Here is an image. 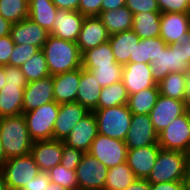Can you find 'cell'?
Instances as JSON below:
<instances>
[{"mask_svg":"<svg viewBox=\"0 0 190 190\" xmlns=\"http://www.w3.org/2000/svg\"><path fill=\"white\" fill-rule=\"evenodd\" d=\"M124 190H151V183L146 179H136Z\"/></svg>","mask_w":190,"mask_h":190,"instance_id":"cell-52","label":"cell"},{"mask_svg":"<svg viewBox=\"0 0 190 190\" xmlns=\"http://www.w3.org/2000/svg\"><path fill=\"white\" fill-rule=\"evenodd\" d=\"M10 35L14 44L35 45L39 49H42L50 33L31 19L26 18L12 24Z\"/></svg>","mask_w":190,"mask_h":190,"instance_id":"cell-21","label":"cell"},{"mask_svg":"<svg viewBox=\"0 0 190 190\" xmlns=\"http://www.w3.org/2000/svg\"><path fill=\"white\" fill-rule=\"evenodd\" d=\"M12 23L0 15V37L10 35Z\"/></svg>","mask_w":190,"mask_h":190,"instance_id":"cell-54","label":"cell"},{"mask_svg":"<svg viewBox=\"0 0 190 190\" xmlns=\"http://www.w3.org/2000/svg\"><path fill=\"white\" fill-rule=\"evenodd\" d=\"M47 173L52 183H57L67 190H78L75 170L67 169L60 163Z\"/></svg>","mask_w":190,"mask_h":190,"instance_id":"cell-38","label":"cell"},{"mask_svg":"<svg viewBox=\"0 0 190 190\" xmlns=\"http://www.w3.org/2000/svg\"><path fill=\"white\" fill-rule=\"evenodd\" d=\"M186 87V74L181 72L169 73L159 84L162 96L183 101Z\"/></svg>","mask_w":190,"mask_h":190,"instance_id":"cell-34","label":"cell"},{"mask_svg":"<svg viewBox=\"0 0 190 190\" xmlns=\"http://www.w3.org/2000/svg\"><path fill=\"white\" fill-rule=\"evenodd\" d=\"M4 73L6 76V83L18 84L23 89L27 86L28 82L20 67L5 65Z\"/></svg>","mask_w":190,"mask_h":190,"instance_id":"cell-44","label":"cell"},{"mask_svg":"<svg viewBox=\"0 0 190 190\" xmlns=\"http://www.w3.org/2000/svg\"><path fill=\"white\" fill-rule=\"evenodd\" d=\"M150 66L156 84H159L169 73H186L190 65L186 62L183 42L169 44L160 52L156 60L151 62Z\"/></svg>","mask_w":190,"mask_h":190,"instance_id":"cell-7","label":"cell"},{"mask_svg":"<svg viewBox=\"0 0 190 190\" xmlns=\"http://www.w3.org/2000/svg\"><path fill=\"white\" fill-rule=\"evenodd\" d=\"M85 16L79 11L57 10L50 35L76 43Z\"/></svg>","mask_w":190,"mask_h":190,"instance_id":"cell-18","label":"cell"},{"mask_svg":"<svg viewBox=\"0 0 190 190\" xmlns=\"http://www.w3.org/2000/svg\"><path fill=\"white\" fill-rule=\"evenodd\" d=\"M161 147L148 145L137 149H128L127 164L133 170L137 179H147L154 167Z\"/></svg>","mask_w":190,"mask_h":190,"instance_id":"cell-22","label":"cell"},{"mask_svg":"<svg viewBox=\"0 0 190 190\" xmlns=\"http://www.w3.org/2000/svg\"><path fill=\"white\" fill-rule=\"evenodd\" d=\"M57 7L52 0H29L28 18L50 32L57 13Z\"/></svg>","mask_w":190,"mask_h":190,"instance_id":"cell-27","label":"cell"},{"mask_svg":"<svg viewBox=\"0 0 190 190\" xmlns=\"http://www.w3.org/2000/svg\"><path fill=\"white\" fill-rule=\"evenodd\" d=\"M126 6V0H103L101 3V12L119 9Z\"/></svg>","mask_w":190,"mask_h":190,"instance_id":"cell-51","label":"cell"},{"mask_svg":"<svg viewBox=\"0 0 190 190\" xmlns=\"http://www.w3.org/2000/svg\"><path fill=\"white\" fill-rule=\"evenodd\" d=\"M143 43H146L148 64H151L152 61L156 60L160 52L168 46V44L161 37L146 38L143 39Z\"/></svg>","mask_w":190,"mask_h":190,"instance_id":"cell-43","label":"cell"},{"mask_svg":"<svg viewBox=\"0 0 190 190\" xmlns=\"http://www.w3.org/2000/svg\"><path fill=\"white\" fill-rule=\"evenodd\" d=\"M137 177L127 162L109 168L104 190H124L131 185Z\"/></svg>","mask_w":190,"mask_h":190,"instance_id":"cell-32","label":"cell"},{"mask_svg":"<svg viewBox=\"0 0 190 190\" xmlns=\"http://www.w3.org/2000/svg\"><path fill=\"white\" fill-rule=\"evenodd\" d=\"M42 50L51 76L82 68L77 43L49 35Z\"/></svg>","mask_w":190,"mask_h":190,"instance_id":"cell-1","label":"cell"},{"mask_svg":"<svg viewBox=\"0 0 190 190\" xmlns=\"http://www.w3.org/2000/svg\"><path fill=\"white\" fill-rule=\"evenodd\" d=\"M161 13H190L189 0H157Z\"/></svg>","mask_w":190,"mask_h":190,"instance_id":"cell-41","label":"cell"},{"mask_svg":"<svg viewBox=\"0 0 190 190\" xmlns=\"http://www.w3.org/2000/svg\"><path fill=\"white\" fill-rule=\"evenodd\" d=\"M126 7L133 13L160 12L157 0H126Z\"/></svg>","mask_w":190,"mask_h":190,"instance_id":"cell-42","label":"cell"},{"mask_svg":"<svg viewBox=\"0 0 190 190\" xmlns=\"http://www.w3.org/2000/svg\"><path fill=\"white\" fill-rule=\"evenodd\" d=\"M139 40V36L132 29L110 35L109 44L118 64L124 66L133 63V52Z\"/></svg>","mask_w":190,"mask_h":190,"instance_id":"cell-24","label":"cell"},{"mask_svg":"<svg viewBox=\"0 0 190 190\" xmlns=\"http://www.w3.org/2000/svg\"><path fill=\"white\" fill-rule=\"evenodd\" d=\"M44 190H67V189L63 188L62 186H60L57 183L50 182L49 185H46Z\"/></svg>","mask_w":190,"mask_h":190,"instance_id":"cell-58","label":"cell"},{"mask_svg":"<svg viewBox=\"0 0 190 190\" xmlns=\"http://www.w3.org/2000/svg\"><path fill=\"white\" fill-rule=\"evenodd\" d=\"M183 49L186 53V62L190 65V36L183 42Z\"/></svg>","mask_w":190,"mask_h":190,"instance_id":"cell-55","label":"cell"},{"mask_svg":"<svg viewBox=\"0 0 190 190\" xmlns=\"http://www.w3.org/2000/svg\"><path fill=\"white\" fill-rule=\"evenodd\" d=\"M98 17L110 35L132 29L133 13L126 6L115 10L102 11Z\"/></svg>","mask_w":190,"mask_h":190,"instance_id":"cell-29","label":"cell"},{"mask_svg":"<svg viewBox=\"0 0 190 190\" xmlns=\"http://www.w3.org/2000/svg\"><path fill=\"white\" fill-rule=\"evenodd\" d=\"M0 140L7 159L30 154L33 140L23 114L0 118Z\"/></svg>","mask_w":190,"mask_h":190,"instance_id":"cell-2","label":"cell"},{"mask_svg":"<svg viewBox=\"0 0 190 190\" xmlns=\"http://www.w3.org/2000/svg\"><path fill=\"white\" fill-rule=\"evenodd\" d=\"M124 142L128 149L158 145V133L155 131L149 115L132 114L131 124Z\"/></svg>","mask_w":190,"mask_h":190,"instance_id":"cell-11","label":"cell"},{"mask_svg":"<svg viewBox=\"0 0 190 190\" xmlns=\"http://www.w3.org/2000/svg\"><path fill=\"white\" fill-rule=\"evenodd\" d=\"M151 190H184L183 181L151 184Z\"/></svg>","mask_w":190,"mask_h":190,"instance_id":"cell-49","label":"cell"},{"mask_svg":"<svg viewBox=\"0 0 190 190\" xmlns=\"http://www.w3.org/2000/svg\"><path fill=\"white\" fill-rule=\"evenodd\" d=\"M190 36V13L161 14L160 37L169 45L184 42Z\"/></svg>","mask_w":190,"mask_h":190,"instance_id":"cell-12","label":"cell"},{"mask_svg":"<svg viewBox=\"0 0 190 190\" xmlns=\"http://www.w3.org/2000/svg\"><path fill=\"white\" fill-rule=\"evenodd\" d=\"M98 66H123L116 62L109 41L82 54V67Z\"/></svg>","mask_w":190,"mask_h":190,"instance_id":"cell-31","label":"cell"},{"mask_svg":"<svg viewBox=\"0 0 190 190\" xmlns=\"http://www.w3.org/2000/svg\"><path fill=\"white\" fill-rule=\"evenodd\" d=\"M98 135L96 116L90 111L83 117L64 139V144L79 149L84 153L88 152L92 141Z\"/></svg>","mask_w":190,"mask_h":190,"instance_id":"cell-15","label":"cell"},{"mask_svg":"<svg viewBox=\"0 0 190 190\" xmlns=\"http://www.w3.org/2000/svg\"><path fill=\"white\" fill-rule=\"evenodd\" d=\"M186 111L187 109L183 101L159 95L149 116L155 131L160 133L174 119L183 115Z\"/></svg>","mask_w":190,"mask_h":190,"instance_id":"cell-14","label":"cell"},{"mask_svg":"<svg viewBox=\"0 0 190 190\" xmlns=\"http://www.w3.org/2000/svg\"><path fill=\"white\" fill-rule=\"evenodd\" d=\"M0 15L12 24L28 18L26 0H0Z\"/></svg>","mask_w":190,"mask_h":190,"instance_id":"cell-36","label":"cell"},{"mask_svg":"<svg viewBox=\"0 0 190 190\" xmlns=\"http://www.w3.org/2000/svg\"><path fill=\"white\" fill-rule=\"evenodd\" d=\"M102 87L95 80L91 71L80 68V82L76 96V102L89 111L98 109V100Z\"/></svg>","mask_w":190,"mask_h":190,"instance_id":"cell-25","label":"cell"},{"mask_svg":"<svg viewBox=\"0 0 190 190\" xmlns=\"http://www.w3.org/2000/svg\"><path fill=\"white\" fill-rule=\"evenodd\" d=\"M133 63H147L146 43L140 39L133 52Z\"/></svg>","mask_w":190,"mask_h":190,"instance_id":"cell-48","label":"cell"},{"mask_svg":"<svg viewBox=\"0 0 190 190\" xmlns=\"http://www.w3.org/2000/svg\"><path fill=\"white\" fill-rule=\"evenodd\" d=\"M103 0H80L78 11L85 17L99 16Z\"/></svg>","mask_w":190,"mask_h":190,"instance_id":"cell-46","label":"cell"},{"mask_svg":"<svg viewBox=\"0 0 190 190\" xmlns=\"http://www.w3.org/2000/svg\"><path fill=\"white\" fill-rule=\"evenodd\" d=\"M185 74H186V87H185V95L183 102L185 104L187 111H190V67Z\"/></svg>","mask_w":190,"mask_h":190,"instance_id":"cell-53","label":"cell"},{"mask_svg":"<svg viewBox=\"0 0 190 190\" xmlns=\"http://www.w3.org/2000/svg\"><path fill=\"white\" fill-rule=\"evenodd\" d=\"M23 92L18 84L6 83L0 91V118L22 114Z\"/></svg>","mask_w":190,"mask_h":190,"instance_id":"cell-26","label":"cell"},{"mask_svg":"<svg viewBox=\"0 0 190 190\" xmlns=\"http://www.w3.org/2000/svg\"><path fill=\"white\" fill-rule=\"evenodd\" d=\"M0 190H8L7 184L1 172H0Z\"/></svg>","mask_w":190,"mask_h":190,"instance_id":"cell-60","label":"cell"},{"mask_svg":"<svg viewBox=\"0 0 190 190\" xmlns=\"http://www.w3.org/2000/svg\"><path fill=\"white\" fill-rule=\"evenodd\" d=\"M6 160L7 158L5 155V151L0 140V167L5 163Z\"/></svg>","mask_w":190,"mask_h":190,"instance_id":"cell-59","label":"cell"},{"mask_svg":"<svg viewBox=\"0 0 190 190\" xmlns=\"http://www.w3.org/2000/svg\"><path fill=\"white\" fill-rule=\"evenodd\" d=\"M110 34L98 16L85 17L77 40L81 55L100 44L109 41Z\"/></svg>","mask_w":190,"mask_h":190,"instance_id":"cell-16","label":"cell"},{"mask_svg":"<svg viewBox=\"0 0 190 190\" xmlns=\"http://www.w3.org/2000/svg\"><path fill=\"white\" fill-rule=\"evenodd\" d=\"M90 111L77 102L60 104L58 117L53 128V139L64 141L74 125Z\"/></svg>","mask_w":190,"mask_h":190,"instance_id":"cell-17","label":"cell"},{"mask_svg":"<svg viewBox=\"0 0 190 190\" xmlns=\"http://www.w3.org/2000/svg\"><path fill=\"white\" fill-rule=\"evenodd\" d=\"M189 166V154L161 148L146 180L151 184L183 181Z\"/></svg>","mask_w":190,"mask_h":190,"instance_id":"cell-3","label":"cell"},{"mask_svg":"<svg viewBox=\"0 0 190 190\" xmlns=\"http://www.w3.org/2000/svg\"><path fill=\"white\" fill-rule=\"evenodd\" d=\"M40 49L35 45H14L12 54L10 55L9 65L21 67L30 57L36 54Z\"/></svg>","mask_w":190,"mask_h":190,"instance_id":"cell-39","label":"cell"},{"mask_svg":"<svg viewBox=\"0 0 190 190\" xmlns=\"http://www.w3.org/2000/svg\"><path fill=\"white\" fill-rule=\"evenodd\" d=\"M50 177L47 172H40L28 185H24L21 190H44L50 184Z\"/></svg>","mask_w":190,"mask_h":190,"instance_id":"cell-47","label":"cell"},{"mask_svg":"<svg viewBox=\"0 0 190 190\" xmlns=\"http://www.w3.org/2000/svg\"><path fill=\"white\" fill-rule=\"evenodd\" d=\"M128 92L123 82L102 87L98 100V109L112 108L128 103Z\"/></svg>","mask_w":190,"mask_h":190,"instance_id":"cell-33","label":"cell"},{"mask_svg":"<svg viewBox=\"0 0 190 190\" xmlns=\"http://www.w3.org/2000/svg\"><path fill=\"white\" fill-rule=\"evenodd\" d=\"M53 101H55L53 76L49 75L45 78L28 82L23 92L22 114Z\"/></svg>","mask_w":190,"mask_h":190,"instance_id":"cell-13","label":"cell"},{"mask_svg":"<svg viewBox=\"0 0 190 190\" xmlns=\"http://www.w3.org/2000/svg\"><path fill=\"white\" fill-rule=\"evenodd\" d=\"M160 95L158 84L128 97L127 106L132 114L149 115Z\"/></svg>","mask_w":190,"mask_h":190,"instance_id":"cell-30","label":"cell"},{"mask_svg":"<svg viewBox=\"0 0 190 190\" xmlns=\"http://www.w3.org/2000/svg\"><path fill=\"white\" fill-rule=\"evenodd\" d=\"M128 148L124 141L99 134L92 141L88 151L107 168H112L127 161Z\"/></svg>","mask_w":190,"mask_h":190,"instance_id":"cell-9","label":"cell"},{"mask_svg":"<svg viewBox=\"0 0 190 190\" xmlns=\"http://www.w3.org/2000/svg\"><path fill=\"white\" fill-rule=\"evenodd\" d=\"M8 190H21L41 171L30 154L11 157L0 167Z\"/></svg>","mask_w":190,"mask_h":190,"instance_id":"cell-5","label":"cell"},{"mask_svg":"<svg viewBox=\"0 0 190 190\" xmlns=\"http://www.w3.org/2000/svg\"><path fill=\"white\" fill-rule=\"evenodd\" d=\"M30 155L41 172H48L61 163L62 141L55 139L33 141Z\"/></svg>","mask_w":190,"mask_h":190,"instance_id":"cell-19","label":"cell"},{"mask_svg":"<svg viewBox=\"0 0 190 190\" xmlns=\"http://www.w3.org/2000/svg\"><path fill=\"white\" fill-rule=\"evenodd\" d=\"M84 152L70 147L62 141V159L61 164L70 170H76L78 164L80 163Z\"/></svg>","mask_w":190,"mask_h":190,"instance_id":"cell-40","label":"cell"},{"mask_svg":"<svg viewBox=\"0 0 190 190\" xmlns=\"http://www.w3.org/2000/svg\"><path fill=\"white\" fill-rule=\"evenodd\" d=\"M108 170L91 154L84 153L75 170L78 190H104Z\"/></svg>","mask_w":190,"mask_h":190,"instance_id":"cell-10","label":"cell"},{"mask_svg":"<svg viewBox=\"0 0 190 190\" xmlns=\"http://www.w3.org/2000/svg\"><path fill=\"white\" fill-rule=\"evenodd\" d=\"M96 116L98 133L110 138L124 141L132 119L127 104L112 108L97 109Z\"/></svg>","mask_w":190,"mask_h":190,"instance_id":"cell-4","label":"cell"},{"mask_svg":"<svg viewBox=\"0 0 190 190\" xmlns=\"http://www.w3.org/2000/svg\"><path fill=\"white\" fill-rule=\"evenodd\" d=\"M92 72L101 87L122 81L123 66L83 67Z\"/></svg>","mask_w":190,"mask_h":190,"instance_id":"cell-37","label":"cell"},{"mask_svg":"<svg viewBox=\"0 0 190 190\" xmlns=\"http://www.w3.org/2000/svg\"><path fill=\"white\" fill-rule=\"evenodd\" d=\"M161 12L133 14L132 30L140 39L160 37Z\"/></svg>","mask_w":190,"mask_h":190,"instance_id":"cell-28","label":"cell"},{"mask_svg":"<svg viewBox=\"0 0 190 190\" xmlns=\"http://www.w3.org/2000/svg\"><path fill=\"white\" fill-rule=\"evenodd\" d=\"M20 68L27 82L36 81L50 75L42 49L30 57Z\"/></svg>","mask_w":190,"mask_h":190,"instance_id":"cell-35","label":"cell"},{"mask_svg":"<svg viewBox=\"0 0 190 190\" xmlns=\"http://www.w3.org/2000/svg\"><path fill=\"white\" fill-rule=\"evenodd\" d=\"M14 45L11 35L0 37V66L9 65Z\"/></svg>","mask_w":190,"mask_h":190,"instance_id":"cell-45","label":"cell"},{"mask_svg":"<svg viewBox=\"0 0 190 190\" xmlns=\"http://www.w3.org/2000/svg\"><path fill=\"white\" fill-rule=\"evenodd\" d=\"M80 68L53 76L54 100L57 104L76 102Z\"/></svg>","mask_w":190,"mask_h":190,"instance_id":"cell-23","label":"cell"},{"mask_svg":"<svg viewBox=\"0 0 190 190\" xmlns=\"http://www.w3.org/2000/svg\"><path fill=\"white\" fill-rule=\"evenodd\" d=\"M59 108L60 104L53 101L23 114L33 141L53 139V128Z\"/></svg>","mask_w":190,"mask_h":190,"instance_id":"cell-6","label":"cell"},{"mask_svg":"<svg viewBox=\"0 0 190 190\" xmlns=\"http://www.w3.org/2000/svg\"><path fill=\"white\" fill-rule=\"evenodd\" d=\"M122 82L128 95L157 85L153 80L151 66L148 63H128L124 65Z\"/></svg>","mask_w":190,"mask_h":190,"instance_id":"cell-20","label":"cell"},{"mask_svg":"<svg viewBox=\"0 0 190 190\" xmlns=\"http://www.w3.org/2000/svg\"><path fill=\"white\" fill-rule=\"evenodd\" d=\"M158 145L165 150L190 154V111L178 116L158 133Z\"/></svg>","mask_w":190,"mask_h":190,"instance_id":"cell-8","label":"cell"},{"mask_svg":"<svg viewBox=\"0 0 190 190\" xmlns=\"http://www.w3.org/2000/svg\"><path fill=\"white\" fill-rule=\"evenodd\" d=\"M56 5L57 9L68 10V11H78L80 0H52Z\"/></svg>","mask_w":190,"mask_h":190,"instance_id":"cell-50","label":"cell"},{"mask_svg":"<svg viewBox=\"0 0 190 190\" xmlns=\"http://www.w3.org/2000/svg\"><path fill=\"white\" fill-rule=\"evenodd\" d=\"M6 85V76L4 73V66H0V91Z\"/></svg>","mask_w":190,"mask_h":190,"instance_id":"cell-57","label":"cell"},{"mask_svg":"<svg viewBox=\"0 0 190 190\" xmlns=\"http://www.w3.org/2000/svg\"><path fill=\"white\" fill-rule=\"evenodd\" d=\"M184 190H190V166L187 169L186 175L183 178Z\"/></svg>","mask_w":190,"mask_h":190,"instance_id":"cell-56","label":"cell"}]
</instances>
